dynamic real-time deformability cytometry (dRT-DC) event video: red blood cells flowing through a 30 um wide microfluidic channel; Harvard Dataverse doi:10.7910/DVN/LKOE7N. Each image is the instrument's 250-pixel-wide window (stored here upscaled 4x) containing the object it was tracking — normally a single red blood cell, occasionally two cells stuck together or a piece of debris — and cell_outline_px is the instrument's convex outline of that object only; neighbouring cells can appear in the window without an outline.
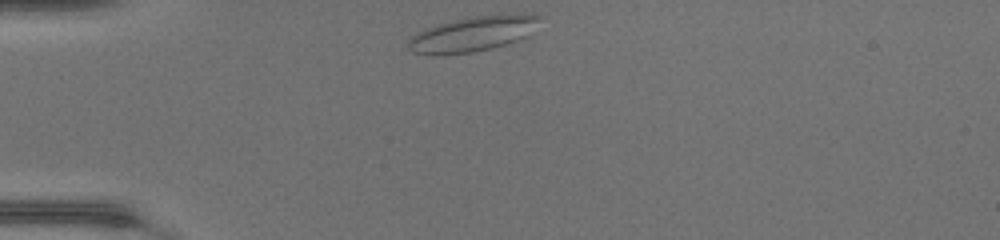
{"species": "common noctule bat (a hibernating species)", "species_latin": "Nyctalus noctula", "temperature_condition": "warm", "stored_images_in_passage": 32, "camera_frame_rate_fps": 3000, "um_per_image_px": 0.085, "animal": {"sex": "female", "body_mass_g": 17.0, "forearm_length_mm": 48.0}, "frame": {"image": 1, "passage_image": 1, "time_ms": 0.0, "image_size_px": [1000, 240], "cell_outline_px": [[544, 16], [528, 36], [492, 48], [472, 52], [436, 56], [412, 52], [408, 48], [408, 40], [416, 32], [424, 28], [436, 24], [468, 16], [524, 12], [532, 12]], "centroid_in_image_um": [40.22, 2.85], "position_along_channel_um": 44.8, "area_um2": 27.74}}
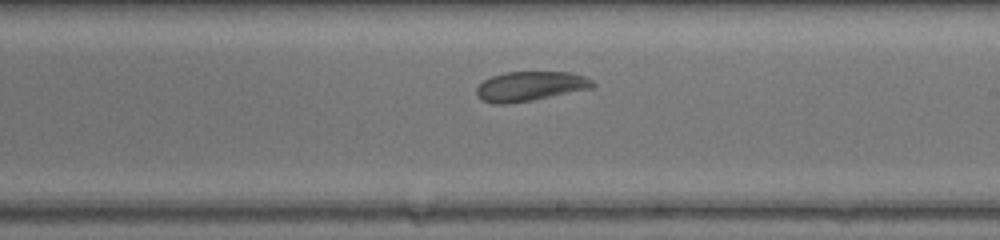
{"frame": {"image": 2, "passage_image": 17, "time_ms": 5.333, "image_size_px": [1000, 240], "cell_outline_px": [[596, 84], [592, 88], [532, 100], [504, 104], [492, 104], [480, 100], [476, 96], [476, 88], [484, 80], [492, 76], [504, 72], [568, 72], [584, 76], [592, 80]], "centroid_in_image_um": [45.02, 7.33], "position_along_channel_um": 244.0, "area_um2": 20.06}}
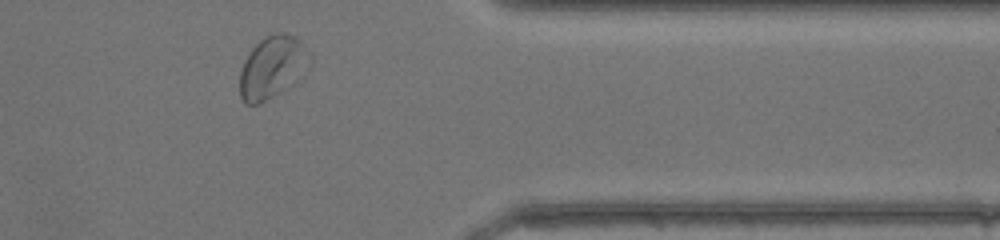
{"frame": {"image": 3, "passage_image": 28, "time_ms": 9.0, "image_size_px": [1000, 240], "cell_outline_px": [[312, 64], [292, 84], [280, 92], [260, 104], [244, 104], [240, 96], [240, 72], [244, 60], [248, 52], [264, 36], [272, 32], [280, 32], [296, 36], [304, 44], [312, 56]], "centroid_in_image_um": [23.17, 5.68], "position_along_channel_um": 388.2, "area_um2": 25.84}, "authors_computed_cell_mechanics": {"area_um2": 20.9814, "velocity_mm_per_s": 4.2967, "shape_relaxation_time_tau1_ms": null, "shape_relaxation_time_tau2_ms": 1.3595, "deformation_change_tau1": null, "deformation_change_tau2": 0.058}}